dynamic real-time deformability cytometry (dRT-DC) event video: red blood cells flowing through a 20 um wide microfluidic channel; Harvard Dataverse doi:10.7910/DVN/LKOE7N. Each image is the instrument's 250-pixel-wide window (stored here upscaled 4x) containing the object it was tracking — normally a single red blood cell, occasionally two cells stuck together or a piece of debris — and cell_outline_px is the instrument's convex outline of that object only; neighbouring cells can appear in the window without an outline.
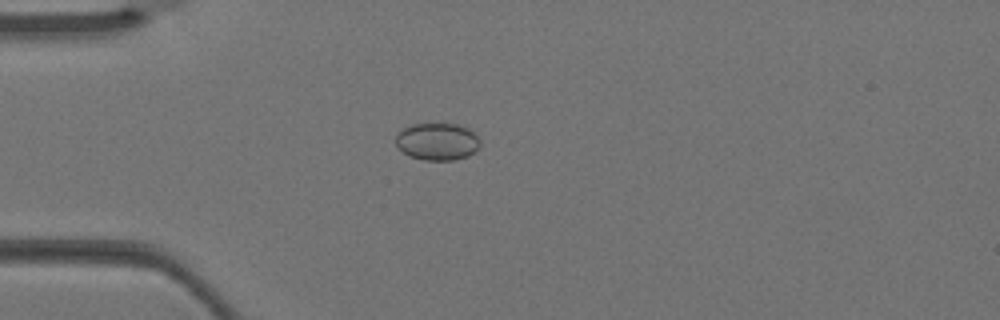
{"species": "Egyptian fruit bat (a non-hibernating species)", "species_latin": "Rousettus aegyptiacus", "temperature_condition": "warm", "stored_images_in_passage": 2, "camera_frame_rate_fps": 3000, "um_per_image_px": 0.085, "animal": {"sex": "female"}, "frame": {"image": 1, "passage_image": 2, "time_ms": 0.333, "image_size_px": [1000, 320], "cell_outline_px": [[480, 144], [468, 156], [452, 160], [424, 160], [412, 156], [404, 152], [396, 144], [396, 132], [412, 124], [456, 124], [468, 128], [480, 140]], "centroid_in_image_um": [37.15, 12.02], "position_along_channel_um": 47.8, "area_um2": 18.03}}